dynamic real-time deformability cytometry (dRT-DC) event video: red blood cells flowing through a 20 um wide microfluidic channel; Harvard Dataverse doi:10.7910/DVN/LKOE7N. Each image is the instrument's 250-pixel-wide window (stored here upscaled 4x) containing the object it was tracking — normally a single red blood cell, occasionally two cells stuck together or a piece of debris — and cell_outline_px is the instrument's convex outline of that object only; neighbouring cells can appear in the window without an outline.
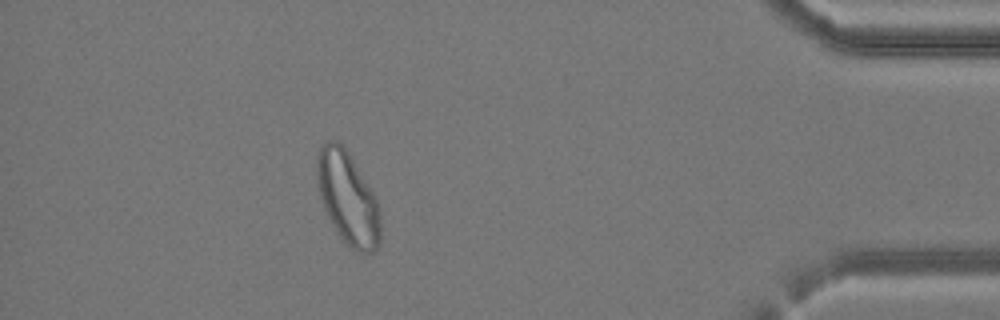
{"species": "common noctule bat (a hibernating species)", "species_latin": "Nyctalus noctula", "temperature_condition": "cold", "stored_images_in_passage": 29, "camera_frame_rate_fps": 3000, "um_per_image_px": 0.085, "animal": {"sex": "female", "body_mass_g": 24.6, "forearm_length_mm": 56.2}, "frame": {"image": 1, "passage_image": 25, "time_ms": 8.0, "image_size_px": [1000, 320], "cell_outline_px": [[380, 244], [372, 252], [356, 252], [340, 236], [332, 224], [324, 208], [320, 196], [316, 180], [316, 160], [320, 148], [324, 144], [336, 140], [348, 152], [372, 192], [376, 200], [380, 212]], "centroid_in_image_um": [29.55, 16.87], "position_along_channel_um": 405.6, "area_um2": 33.64}}